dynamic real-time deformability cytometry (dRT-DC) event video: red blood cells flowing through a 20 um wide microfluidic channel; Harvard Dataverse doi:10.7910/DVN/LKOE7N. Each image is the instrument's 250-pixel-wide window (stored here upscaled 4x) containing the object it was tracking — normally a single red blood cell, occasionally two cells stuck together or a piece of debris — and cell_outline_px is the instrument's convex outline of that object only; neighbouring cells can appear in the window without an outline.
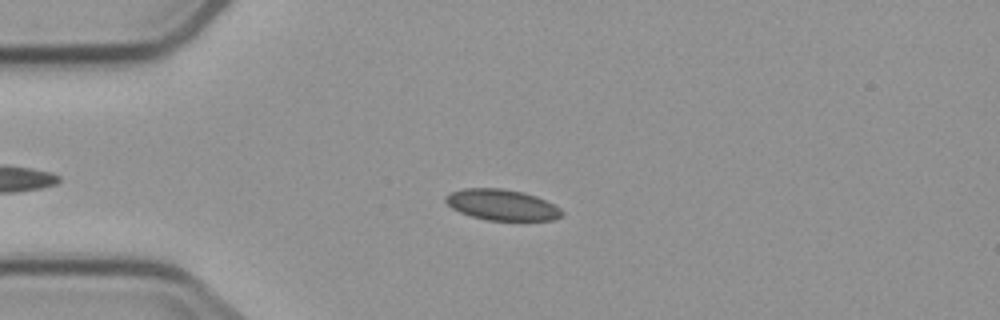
{"species": "common noctule bat (a hibernating species)", "species_latin": "Nyctalus noctula", "temperature_condition": "cold", "stored_images_in_passage": 3, "camera_frame_rate_fps": 3000, "um_per_image_px": 0.085, "animal": {"sex": "male", "body_mass_g": 23.1, "forearm_length_mm": 52.7}, "frame": {"image": 1, "passage_image": 3, "time_ms": 2.333, "image_size_px": [1000, 320], "cell_outline_px": [[564, 212], [556, 220], [488, 220], [472, 216], [460, 212], [452, 208], [444, 200], [444, 196], [452, 192], [464, 188], [500, 188], [524, 192], [536, 196], [560, 208]], "centroid_in_image_um": [42.66, 17.41], "position_along_channel_um": 42.3, "area_um2": 20.81}}